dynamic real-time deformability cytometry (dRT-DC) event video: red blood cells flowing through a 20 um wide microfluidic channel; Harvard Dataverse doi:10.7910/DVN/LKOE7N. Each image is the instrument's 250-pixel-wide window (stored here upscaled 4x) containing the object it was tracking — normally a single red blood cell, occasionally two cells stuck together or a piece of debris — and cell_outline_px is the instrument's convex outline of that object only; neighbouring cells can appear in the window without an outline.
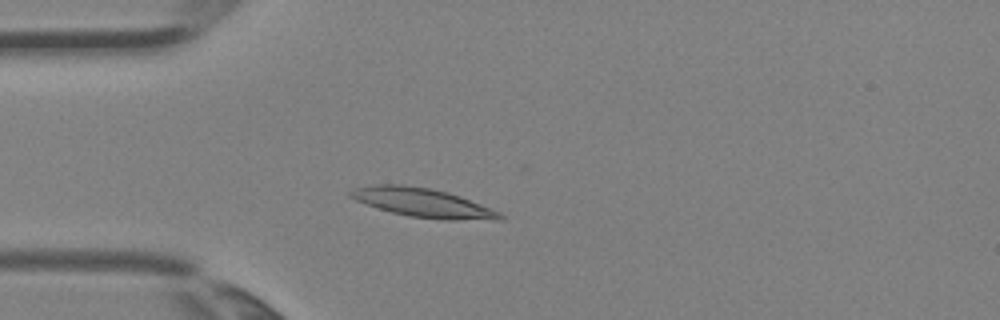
{"species": "Egyptian fruit bat (a non-hibernating species)", "species_latin": "Rousettus aegyptiacus", "temperature_condition": "room temperature", "stored_images_in_passage": 3, "camera_frame_rate_fps": 3000, "um_per_image_px": 0.085, "animal": {"sex": "female"}, "frame": {"image": 1, "passage_image": 3, "time_ms": 0.667, "image_size_px": [1000, 320], "cell_outline_px": [[504, 220], [444, 220], [408, 216], [392, 212], [364, 204], [348, 196], [348, 192], [352, 188], [376, 184], [404, 184], [432, 188], [448, 192], [460, 196], [500, 212], [504, 216]], "centroid_in_image_um": [35.92, 17.23], "position_along_channel_um": 49.1, "area_um2": 25.49}}